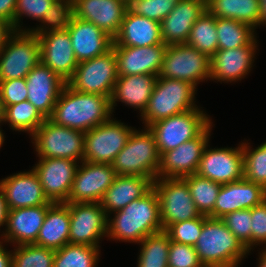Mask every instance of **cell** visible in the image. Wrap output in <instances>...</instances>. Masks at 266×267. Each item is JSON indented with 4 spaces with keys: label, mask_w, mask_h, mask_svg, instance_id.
Masks as SVG:
<instances>
[{
    "label": "cell",
    "mask_w": 266,
    "mask_h": 267,
    "mask_svg": "<svg viewBox=\"0 0 266 267\" xmlns=\"http://www.w3.org/2000/svg\"><path fill=\"white\" fill-rule=\"evenodd\" d=\"M161 231L159 200L154 188L108 215L107 238L113 241L139 244L148 235Z\"/></svg>",
    "instance_id": "cell-1"
},
{
    "label": "cell",
    "mask_w": 266,
    "mask_h": 267,
    "mask_svg": "<svg viewBox=\"0 0 266 267\" xmlns=\"http://www.w3.org/2000/svg\"><path fill=\"white\" fill-rule=\"evenodd\" d=\"M112 116L109 97L82 93L66 83L48 119L57 125L85 133Z\"/></svg>",
    "instance_id": "cell-2"
},
{
    "label": "cell",
    "mask_w": 266,
    "mask_h": 267,
    "mask_svg": "<svg viewBox=\"0 0 266 267\" xmlns=\"http://www.w3.org/2000/svg\"><path fill=\"white\" fill-rule=\"evenodd\" d=\"M204 267H240L249 251L220 218L203 215V228L194 246Z\"/></svg>",
    "instance_id": "cell-3"
},
{
    "label": "cell",
    "mask_w": 266,
    "mask_h": 267,
    "mask_svg": "<svg viewBox=\"0 0 266 267\" xmlns=\"http://www.w3.org/2000/svg\"><path fill=\"white\" fill-rule=\"evenodd\" d=\"M197 88L183 80L157 77L153 93L146 109L139 116L144 127L177 115L196 109Z\"/></svg>",
    "instance_id": "cell-4"
},
{
    "label": "cell",
    "mask_w": 266,
    "mask_h": 267,
    "mask_svg": "<svg viewBox=\"0 0 266 267\" xmlns=\"http://www.w3.org/2000/svg\"><path fill=\"white\" fill-rule=\"evenodd\" d=\"M131 133L124 148L111 163L116 175L157 178L161 155L155 137L147 127Z\"/></svg>",
    "instance_id": "cell-5"
},
{
    "label": "cell",
    "mask_w": 266,
    "mask_h": 267,
    "mask_svg": "<svg viewBox=\"0 0 266 267\" xmlns=\"http://www.w3.org/2000/svg\"><path fill=\"white\" fill-rule=\"evenodd\" d=\"M202 108L170 116L148 127L155 137L160 155L199 137L213 123L212 118Z\"/></svg>",
    "instance_id": "cell-6"
},
{
    "label": "cell",
    "mask_w": 266,
    "mask_h": 267,
    "mask_svg": "<svg viewBox=\"0 0 266 267\" xmlns=\"http://www.w3.org/2000/svg\"><path fill=\"white\" fill-rule=\"evenodd\" d=\"M29 138L38 158L83 161L84 132L45 119Z\"/></svg>",
    "instance_id": "cell-7"
},
{
    "label": "cell",
    "mask_w": 266,
    "mask_h": 267,
    "mask_svg": "<svg viewBox=\"0 0 266 267\" xmlns=\"http://www.w3.org/2000/svg\"><path fill=\"white\" fill-rule=\"evenodd\" d=\"M210 57L187 44L168 45L159 77L183 80L198 89L200 82L210 81Z\"/></svg>",
    "instance_id": "cell-8"
},
{
    "label": "cell",
    "mask_w": 266,
    "mask_h": 267,
    "mask_svg": "<svg viewBox=\"0 0 266 267\" xmlns=\"http://www.w3.org/2000/svg\"><path fill=\"white\" fill-rule=\"evenodd\" d=\"M112 116L84 133L83 161L111 164L135 129Z\"/></svg>",
    "instance_id": "cell-9"
},
{
    "label": "cell",
    "mask_w": 266,
    "mask_h": 267,
    "mask_svg": "<svg viewBox=\"0 0 266 267\" xmlns=\"http://www.w3.org/2000/svg\"><path fill=\"white\" fill-rule=\"evenodd\" d=\"M118 79L114 49L105 54L78 63L67 84L82 93L99 94L111 99Z\"/></svg>",
    "instance_id": "cell-10"
},
{
    "label": "cell",
    "mask_w": 266,
    "mask_h": 267,
    "mask_svg": "<svg viewBox=\"0 0 266 267\" xmlns=\"http://www.w3.org/2000/svg\"><path fill=\"white\" fill-rule=\"evenodd\" d=\"M156 190L163 230L169 225L201 217L187 183L180 178H156Z\"/></svg>",
    "instance_id": "cell-11"
},
{
    "label": "cell",
    "mask_w": 266,
    "mask_h": 267,
    "mask_svg": "<svg viewBox=\"0 0 266 267\" xmlns=\"http://www.w3.org/2000/svg\"><path fill=\"white\" fill-rule=\"evenodd\" d=\"M40 62V42L37 35L15 31L0 51V81L26 78Z\"/></svg>",
    "instance_id": "cell-12"
},
{
    "label": "cell",
    "mask_w": 266,
    "mask_h": 267,
    "mask_svg": "<svg viewBox=\"0 0 266 267\" xmlns=\"http://www.w3.org/2000/svg\"><path fill=\"white\" fill-rule=\"evenodd\" d=\"M66 204L70 212L69 243L101 247L100 244L108 232V215L101 204L92 202H66Z\"/></svg>",
    "instance_id": "cell-13"
},
{
    "label": "cell",
    "mask_w": 266,
    "mask_h": 267,
    "mask_svg": "<svg viewBox=\"0 0 266 267\" xmlns=\"http://www.w3.org/2000/svg\"><path fill=\"white\" fill-rule=\"evenodd\" d=\"M244 156L241 142L236 147H205L196 174L220 184L243 178Z\"/></svg>",
    "instance_id": "cell-14"
},
{
    "label": "cell",
    "mask_w": 266,
    "mask_h": 267,
    "mask_svg": "<svg viewBox=\"0 0 266 267\" xmlns=\"http://www.w3.org/2000/svg\"><path fill=\"white\" fill-rule=\"evenodd\" d=\"M116 176L111 164L81 161L76 170L67 202L100 203Z\"/></svg>",
    "instance_id": "cell-15"
},
{
    "label": "cell",
    "mask_w": 266,
    "mask_h": 267,
    "mask_svg": "<svg viewBox=\"0 0 266 267\" xmlns=\"http://www.w3.org/2000/svg\"><path fill=\"white\" fill-rule=\"evenodd\" d=\"M212 123L199 137L161 155L157 178H184L196 174L205 147L210 142Z\"/></svg>",
    "instance_id": "cell-16"
},
{
    "label": "cell",
    "mask_w": 266,
    "mask_h": 267,
    "mask_svg": "<svg viewBox=\"0 0 266 267\" xmlns=\"http://www.w3.org/2000/svg\"><path fill=\"white\" fill-rule=\"evenodd\" d=\"M258 41L234 49H218L210 57V81L234 84L247 77L255 67Z\"/></svg>",
    "instance_id": "cell-17"
},
{
    "label": "cell",
    "mask_w": 266,
    "mask_h": 267,
    "mask_svg": "<svg viewBox=\"0 0 266 267\" xmlns=\"http://www.w3.org/2000/svg\"><path fill=\"white\" fill-rule=\"evenodd\" d=\"M78 165V161L70 159L38 158L31 168L37 173L48 200L66 203Z\"/></svg>",
    "instance_id": "cell-18"
},
{
    "label": "cell",
    "mask_w": 266,
    "mask_h": 267,
    "mask_svg": "<svg viewBox=\"0 0 266 267\" xmlns=\"http://www.w3.org/2000/svg\"><path fill=\"white\" fill-rule=\"evenodd\" d=\"M37 37L41 63L67 82L78 66L68 29L42 33Z\"/></svg>",
    "instance_id": "cell-19"
},
{
    "label": "cell",
    "mask_w": 266,
    "mask_h": 267,
    "mask_svg": "<svg viewBox=\"0 0 266 267\" xmlns=\"http://www.w3.org/2000/svg\"><path fill=\"white\" fill-rule=\"evenodd\" d=\"M25 79L28 89L27 100L45 119H48L67 82L41 62L27 74Z\"/></svg>",
    "instance_id": "cell-20"
},
{
    "label": "cell",
    "mask_w": 266,
    "mask_h": 267,
    "mask_svg": "<svg viewBox=\"0 0 266 267\" xmlns=\"http://www.w3.org/2000/svg\"><path fill=\"white\" fill-rule=\"evenodd\" d=\"M266 199V189L257 183L242 178L222 184L218 192L211 218H223L226 214L251 209Z\"/></svg>",
    "instance_id": "cell-21"
},
{
    "label": "cell",
    "mask_w": 266,
    "mask_h": 267,
    "mask_svg": "<svg viewBox=\"0 0 266 267\" xmlns=\"http://www.w3.org/2000/svg\"><path fill=\"white\" fill-rule=\"evenodd\" d=\"M0 188L5 195L9 210L53 204L44 194L39 177L33 168L1 179Z\"/></svg>",
    "instance_id": "cell-22"
},
{
    "label": "cell",
    "mask_w": 266,
    "mask_h": 267,
    "mask_svg": "<svg viewBox=\"0 0 266 267\" xmlns=\"http://www.w3.org/2000/svg\"><path fill=\"white\" fill-rule=\"evenodd\" d=\"M166 44L144 47L112 46L117 61L118 76L159 75Z\"/></svg>",
    "instance_id": "cell-23"
},
{
    "label": "cell",
    "mask_w": 266,
    "mask_h": 267,
    "mask_svg": "<svg viewBox=\"0 0 266 267\" xmlns=\"http://www.w3.org/2000/svg\"><path fill=\"white\" fill-rule=\"evenodd\" d=\"M128 4L124 0H76L74 17L91 22L114 38L121 27Z\"/></svg>",
    "instance_id": "cell-24"
},
{
    "label": "cell",
    "mask_w": 266,
    "mask_h": 267,
    "mask_svg": "<svg viewBox=\"0 0 266 267\" xmlns=\"http://www.w3.org/2000/svg\"><path fill=\"white\" fill-rule=\"evenodd\" d=\"M52 204H43L19 209H10L3 233L4 242L19 246L35 244L47 209Z\"/></svg>",
    "instance_id": "cell-25"
},
{
    "label": "cell",
    "mask_w": 266,
    "mask_h": 267,
    "mask_svg": "<svg viewBox=\"0 0 266 267\" xmlns=\"http://www.w3.org/2000/svg\"><path fill=\"white\" fill-rule=\"evenodd\" d=\"M206 4L200 0H179L174 9L160 22L163 43L186 44L191 28L206 11Z\"/></svg>",
    "instance_id": "cell-26"
},
{
    "label": "cell",
    "mask_w": 266,
    "mask_h": 267,
    "mask_svg": "<svg viewBox=\"0 0 266 267\" xmlns=\"http://www.w3.org/2000/svg\"><path fill=\"white\" fill-rule=\"evenodd\" d=\"M67 29L78 63L105 54L112 48L113 38L91 22L73 16Z\"/></svg>",
    "instance_id": "cell-27"
},
{
    "label": "cell",
    "mask_w": 266,
    "mask_h": 267,
    "mask_svg": "<svg viewBox=\"0 0 266 267\" xmlns=\"http://www.w3.org/2000/svg\"><path fill=\"white\" fill-rule=\"evenodd\" d=\"M157 77L151 74L118 76L110 99L112 114L117 102H122L126 107L139 110L141 115L153 93Z\"/></svg>",
    "instance_id": "cell-28"
},
{
    "label": "cell",
    "mask_w": 266,
    "mask_h": 267,
    "mask_svg": "<svg viewBox=\"0 0 266 267\" xmlns=\"http://www.w3.org/2000/svg\"><path fill=\"white\" fill-rule=\"evenodd\" d=\"M164 44L160 23L126 10L112 46L144 47Z\"/></svg>",
    "instance_id": "cell-29"
},
{
    "label": "cell",
    "mask_w": 266,
    "mask_h": 267,
    "mask_svg": "<svg viewBox=\"0 0 266 267\" xmlns=\"http://www.w3.org/2000/svg\"><path fill=\"white\" fill-rule=\"evenodd\" d=\"M153 188V180L142 176L117 175L104 193L100 204L107 215L123 209L129 203L147 194Z\"/></svg>",
    "instance_id": "cell-30"
},
{
    "label": "cell",
    "mask_w": 266,
    "mask_h": 267,
    "mask_svg": "<svg viewBox=\"0 0 266 267\" xmlns=\"http://www.w3.org/2000/svg\"><path fill=\"white\" fill-rule=\"evenodd\" d=\"M70 212L66 203H53L46 212L36 245L58 250L69 243Z\"/></svg>",
    "instance_id": "cell-31"
},
{
    "label": "cell",
    "mask_w": 266,
    "mask_h": 267,
    "mask_svg": "<svg viewBox=\"0 0 266 267\" xmlns=\"http://www.w3.org/2000/svg\"><path fill=\"white\" fill-rule=\"evenodd\" d=\"M206 9L216 18L237 20L255 30L261 27L260 0H210Z\"/></svg>",
    "instance_id": "cell-32"
},
{
    "label": "cell",
    "mask_w": 266,
    "mask_h": 267,
    "mask_svg": "<svg viewBox=\"0 0 266 267\" xmlns=\"http://www.w3.org/2000/svg\"><path fill=\"white\" fill-rule=\"evenodd\" d=\"M218 49H234L251 45L257 38V30L237 20L216 18Z\"/></svg>",
    "instance_id": "cell-33"
},
{
    "label": "cell",
    "mask_w": 266,
    "mask_h": 267,
    "mask_svg": "<svg viewBox=\"0 0 266 267\" xmlns=\"http://www.w3.org/2000/svg\"><path fill=\"white\" fill-rule=\"evenodd\" d=\"M44 121L45 118L28 100L5 107L3 122L15 132L31 136Z\"/></svg>",
    "instance_id": "cell-34"
},
{
    "label": "cell",
    "mask_w": 266,
    "mask_h": 267,
    "mask_svg": "<svg viewBox=\"0 0 266 267\" xmlns=\"http://www.w3.org/2000/svg\"><path fill=\"white\" fill-rule=\"evenodd\" d=\"M137 267H168L170 238L163 230L148 235L139 244Z\"/></svg>",
    "instance_id": "cell-35"
},
{
    "label": "cell",
    "mask_w": 266,
    "mask_h": 267,
    "mask_svg": "<svg viewBox=\"0 0 266 267\" xmlns=\"http://www.w3.org/2000/svg\"><path fill=\"white\" fill-rule=\"evenodd\" d=\"M100 255V247L68 243L55 250L53 267H96Z\"/></svg>",
    "instance_id": "cell-36"
},
{
    "label": "cell",
    "mask_w": 266,
    "mask_h": 267,
    "mask_svg": "<svg viewBox=\"0 0 266 267\" xmlns=\"http://www.w3.org/2000/svg\"><path fill=\"white\" fill-rule=\"evenodd\" d=\"M186 44L211 57L218 50L216 17L206 10L191 28Z\"/></svg>",
    "instance_id": "cell-37"
},
{
    "label": "cell",
    "mask_w": 266,
    "mask_h": 267,
    "mask_svg": "<svg viewBox=\"0 0 266 267\" xmlns=\"http://www.w3.org/2000/svg\"><path fill=\"white\" fill-rule=\"evenodd\" d=\"M182 179L187 183L198 211L201 215L209 217L213 213L217 195L222 184L197 174L189 175Z\"/></svg>",
    "instance_id": "cell-38"
},
{
    "label": "cell",
    "mask_w": 266,
    "mask_h": 267,
    "mask_svg": "<svg viewBox=\"0 0 266 267\" xmlns=\"http://www.w3.org/2000/svg\"><path fill=\"white\" fill-rule=\"evenodd\" d=\"M73 16V2L57 0L47 10L41 23L36 27H30V32L39 36L42 33L64 31L70 25Z\"/></svg>",
    "instance_id": "cell-39"
},
{
    "label": "cell",
    "mask_w": 266,
    "mask_h": 267,
    "mask_svg": "<svg viewBox=\"0 0 266 267\" xmlns=\"http://www.w3.org/2000/svg\"><path fill=\"white\" fill-rule=\"evenodd\" d=\"M241 146L244 156L243 178L266 189V141L254 149L245 139L241 141Z\"/></svg>",
    "instance_id": "cell-40"
},
{
    "label": "cell",
    "mask_w": 266,
    "mask_h": 267,
    "mask_svg": "<svg viewBox=\"0 0 266 267\" xmlns=\"http://www.w3.org/2000/svg\"><path fill=\"white\" fill-rule=\"evenodd\" d=\"M55 250L27 244L13 246L12 267H53Z\"/></svg>",
    "instance_id": "cell-41"
},
{
    "label": "cell",
    "mask_w": 266,
    "mask_h": 267,
    "mask_svg": "<svg viewBox=\"0 0 266 267\" xmlns=\"http://www.w3.org/2000/svg\"><path fill=\"white\" fill-rule=\"evenodd\" d=\"M56 1L57 0H16L13 29L18 32H30V28L23 25V17L40 23L47 10Z\"/></svg>",
    "instance_id": "cell-42"
},
{
    "label": "cell",
    "mask_w": 266,
    "mask_h": 267,
    "mask_svg": "<svg viewBox=\"0 0 266 267\" xmlns=\"http://www.w3.org/2000/svg\"><path fill=\"white\" fill-rule=\"evenodd\" d=\"M179 0H131L127 9L138 16L161 22L177 5Z\"/></svg>",
    "instance_id": "cell-43"
},
{
    "label": "cell",
    "mask_w": 266,
    "mask_h": 267,
    "mask_svg": "<svg viewBox=\"0 0 266 267\" xmlns=\"http://www.w3.org/2000/svg\"><path fill=\"white\" fill-rule=\"evenodd\" d=\"M203 228V215L169 225L164 231L170 241L195 246Z\"/></svg>",
    "instance_id": "cell-44"
},
{
    "label": "cell",
    "mask_w": 266,
    "mask_h": 267,
    "mask_svg": "<svg viewBox=\"0 0 266 267\" xmlns=\"http://www.w3.org/2000/svg\"><path fill=\"white\" fill-rule=\"evenodd\" d=\"M221 219L251 253V209L234 211L226 214Z\"/></svg>",
    "instance_id": "cell-45"
},
{
    "label": "cell",
    "mask_w": 266,
    "mask_h": 267,
    "mask_svg": "<svg viewBox=\"0 0 266 267\" xmlns=\"http://www.w3.org/2000/svg\"><path fill=\"white\" fill-rule=\"evenodd\" d=\"M168 267H204L194 246L170 241Z\"/></svg>",
    "instance_id": "cell-46"
},
{
    "label": "cell",
    "mask_w": 266,
    "mask_h": 267,
    "mask_svg": "<svg viewBox=\"0 0 266 267\" xmlns=\"http://www.w3.org/2000/svg\"><path fill=\"white\" fill-rule=\"evenodd\" d=\"M257 246L266 248V199L251 208V251Z\"/></svg>",
    "instance_id": "cell-47"
},
{
    "label": "cell",
    "mask_w": 266,
    "mask_h": 267,
    "mask_svg": "<svg viewBox=\"0 0 266 267\" xmlns=\"http://www.w3.org/2000/svg\"><path fill=\"white\" fill-rule=\"evenodd\" d=\"M0 94L4 107L18 104L28 98V89L25 78H15L0 81Z\"/></svg>",
    "instance_id": "cell-48"
},
{
    "label": "cell",
    "mask_w": 266,
    "mask_h": 267,
    "mask_svg": "<svg viewBox=\"0 0 266 267\" xmlns=\"http://www.w3.org/2000/svg\"><path fill=\"white\" fill-rule=\"evenodd\" d=\"M16 10V0H0V17L10 22L13 26Z\"/></svg>",
    "instance_id": "cell-49"
},
{
    "label": "cell",
    "mask_w": 266,
    "mask_h": 267,
    "mask_svg": "<svg viewBox=\"0 0 266 267\" xmlns=\"http://www.w3.org/2000/svg\"><path fill=\"white\" fill-rule=\"evenodd\" d=\"M14 32L12 24L0 17V51Z\"/></svg>",
    "instance_id": "cell-50"
},
{
    "label": "cell",
    "mask_w": 266,
    "mask_h": 267,
    "mask_svg": "<svg viewBox=\"0 0 266 267\" xmlns=\"http://www.w3.org/2000/svg\"><path fill=\"white\" fill-rule=\"evenodd\" d=\"M8 212H9V208L7 206V201H6V198H5V195L2 189L0 188V235H3L5 231L7 218H8Z\"/></svg>",
    "instance_id": "cell-51"
},
{
    "label": "cell",
    "mask_w": 266,
    "mask_h": 267,
    "mask_svg": "<svg viewBox=\"0 0 266 267\" xmlns=\"http://www.w3.org/2000/svg\"><path fill=\"white\" fill-rule=\"evenodd\" d=\"M8 246L6 243H4L0 247V267H12V249H7ZM9 250V251H8Z\"/></svg>",
    "instance_id": "cell-52"
},
{
    "label": "cell",
    "mask_w": 266,
    "mask_h": 267,
    "mask_svg": "<svg viewBox=\"0 0 266 267\" xmlns=\"http://www.w3.org/2000/svg\"><path fill=\"white\" fill-rule=\"evenodd\" d=\"M259 250H261L260 252H258V258L257 260L259 261L257 264L258 267H266V248H258Z\"/></svg>",
    "instance_id": "cell-53"
},
{
    "label": "cell",
    "mask_w": 266,
    "mask_h": 267,
    "mask_svg": "<svg viewBox=\"0 0 266 267\" xmlns=\"http://www.w3.org/2000/svg\"><path fill=\"white\" fill-rule=\"evenodd\" d=\"M260 4H261V15H262L261 26L266 27V0H260Z\"/></svg>",
    "instance_id": "cell-54"
},
{
    "label": "cell",
    "mask_w": 266,
    "mask_h": 267,
    "mask_svg": "<svg viewBox=\"0 0 266 267\" xmlns=\"http://www.w3.org/2000/svg\"><path fill=\"white\" fill-rule=\"evenodd\" d=\"M4 122L3 120L0 121V148L3 147V144L5 143L4 141L6 140L5 138V133L3 132L4 130H2V126Z\"/></svg>",
    "instance_id": "cell-55"
},
{
    "label": "cell",
    "mask_w": 266,
    "mask_h": 267,
    "mask_svg": "<svg viewBox=\"0 0 266 267\" xmlns=\"http://www.w3.org/2000/svg\"><path fill=\"white\" fill-rule=\"evenodd\" d=\"M4 114H5V107H4V103H3V100L0 94V121L3 120Z\"/></svg>",
    "instance_id": "cell-56"
},
{
    "label": "cell",
    "mask_w": 266,
    "mask_h": 267,
    "mask_svg": "<svg viewBox=\"0 0 266 267\" xmlns=\"http://www.w3.org/2000/svg\"><path fill=\"white\" fill-rule=\"evenodd\" d=\"M4 238L2 235H0V247L4 244Z\"/></svg>",
    "instance_id": "cell-57"
},
{
    "label": "cell",
    "mask_w": 266,
    "mask_h": 267,
    "mask_svg": "<svg viewBox=\"0 0 266 267\" xmlns=\"http://www.w3.org/2000/svg\"><path fill=\"white\" fill-rule=\"evenodd\" d=\"M203 1L205 4H207L210 0H200Z\"/></svg>",
    "instance_id": "cell-58"
},
{
    "label": "cell",
    "mask_w": 266,
    "mask_h": 267,
    "mask_svg": "<svg viewBox=\"0 0 266 267\" xmlns=\"http://www.w3.org/2000/svg\"><path fill=\"white\" fill-rule=\"evenodd\" d=\"M64 1H71V2H73V3H74L76 0H64Z\"/></svg>",
    "instance_id": "cell-59"
},
{
    "label": "cell",
    "mask_w": 266,
    "mask_h": 267,
    "mask_svg": "<svg viewBox=\"0 0 266 267\" xmlns=\"http://www.w3.org/2000/svg\"><path fill=\"white\" fill-rule=\"evenodd\" d=\"M127 4L131 1V0H124Z\"/></svg>",
    "instance_id": "cell-60"
}]
</instances>
